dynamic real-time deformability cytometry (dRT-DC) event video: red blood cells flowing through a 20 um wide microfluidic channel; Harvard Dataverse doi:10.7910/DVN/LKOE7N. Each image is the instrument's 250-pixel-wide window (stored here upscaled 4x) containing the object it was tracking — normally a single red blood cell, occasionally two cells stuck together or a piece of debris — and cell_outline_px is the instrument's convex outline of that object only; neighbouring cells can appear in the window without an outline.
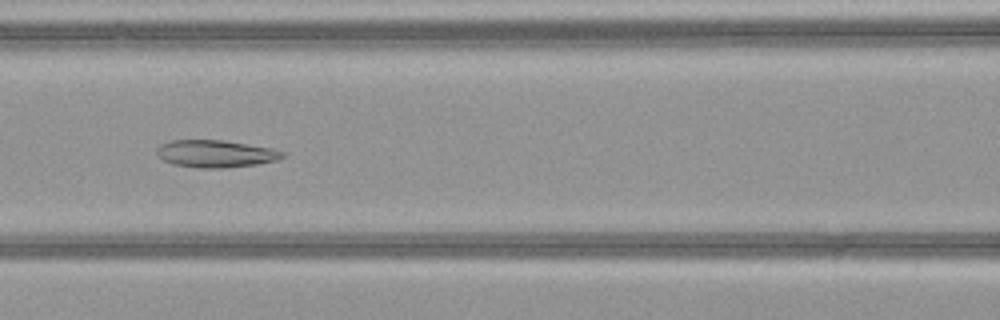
{"species": "common noctule bat (a hibernating species)", "species_latin": "Nyctalus noctula", "temperature_condition": "warm", "stored_images_in_passage": 49, "camera_frame_rate_fps": 3000, "um_per_image_px": 0.085, "animal": {"sex": "female", "body_mass_g": 21.9}, "frame": {"image": 1, "passage_image": 22, "time_ms": 7.0, "image_size_px": [1000, 320], "cell_outline_px": [[284, 156], [276, 160], [256, 164], [224, 168], [200, 168], [172, 164], [156, 156], [156, 148], [160, 144], [172, 140], [224, 140], [272, 148], [284, 152]], "centroid_in_image_um": [18.28, 13.06], "position_along_channel_um": 148.3, "area_um2": 20.06}}
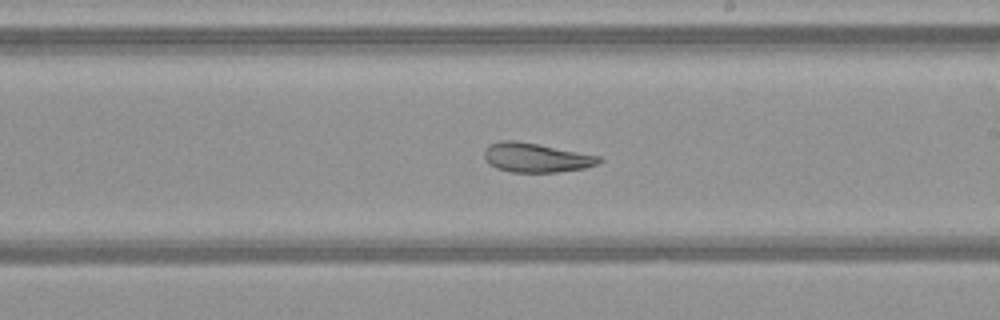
{"frame": {"image": 2, "passage_image": 29, "time_ms": 9.333, "image_size_px": [1000, 320], "cell_outline_px": [[604, 160], [596, 164], [584, 168], [556, 172], [512, 172], [496, 168], [484, 160], [484, 148], [500, 140], [516, 140], [600, 156]], "centroid_in_image_um": [45.53, 13.4], "position_along_channel_um": 243.5, "area_um2": 19.48}}
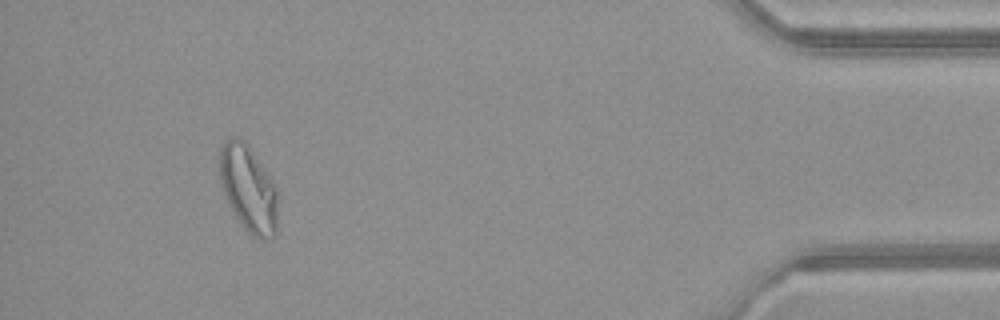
{"frame": {"image": 3, "passage_image": 46, "time_ms": 15.0, "image_size_px": [1000, 320], "cell_outline_px": [[276, 236], [264, 240], [252, 236], [248, 232], [236, 216], [224, 192], [216, 168], [220, 152], [224, 140], [232, 136], [236, 136], [244, 140], [248, 144], [268, 172], [276, 188]], "centroid_in_image_um": [21.09, 15.97], "position_along_channel_um": 414.1, "area_um2": 29.48}, "authors_computed_cell_mechanics": {"area_um2": 25.2586, "velocity_mm_per_s": 4.0854, "shape_relaxation_time_tau1_ms": null, "shape_relaxation_time_tau2_ms": 2.3538, "deformation_change_tau1": null, "deformation_change_tau2": 0.0999}}